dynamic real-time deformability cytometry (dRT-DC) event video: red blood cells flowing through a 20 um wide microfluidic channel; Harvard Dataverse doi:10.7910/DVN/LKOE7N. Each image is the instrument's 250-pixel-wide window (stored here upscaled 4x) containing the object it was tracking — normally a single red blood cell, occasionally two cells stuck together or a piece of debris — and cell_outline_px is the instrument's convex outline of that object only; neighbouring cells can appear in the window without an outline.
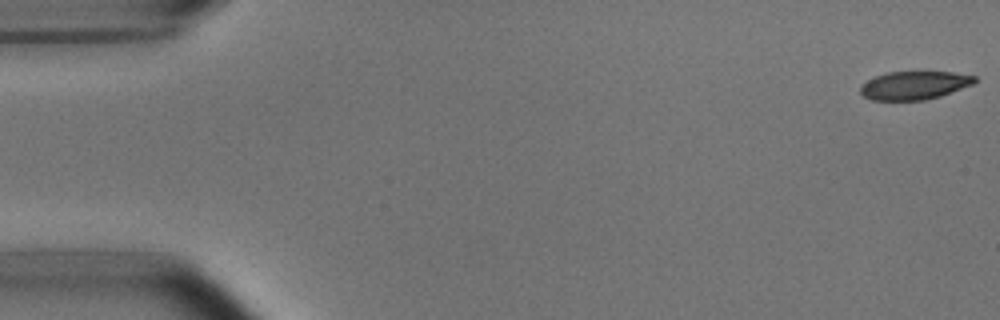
{"species": "common noctule bat (a hibernating species)", "species_latin": "Nyctalus noctula", "temperature_condition": "room temperature", "stored_images_in_passage": 13, "camera_frame_rate_fps": 3000, "um_per_image_px": 0.085, "animal": {"sex": "male", "body_mass_g": 15.6}, "frame": {"image": 1, "passage_image": 1, "time_ms": 0.0, "image_size_px": [1000, 320], "cell_outline_px": [[976, 80], [972, 84], [940, 96], [924, 100], [872, 100], [864, 96], [860, 92], [860, 88], [868, 80], [876, 76], [888, 72], [952, 72], [976, 76]], "centroid_in_image_um": [77.71, 7.25], "position_along_channel_um": 7.3, "area_um2": 18.55}}
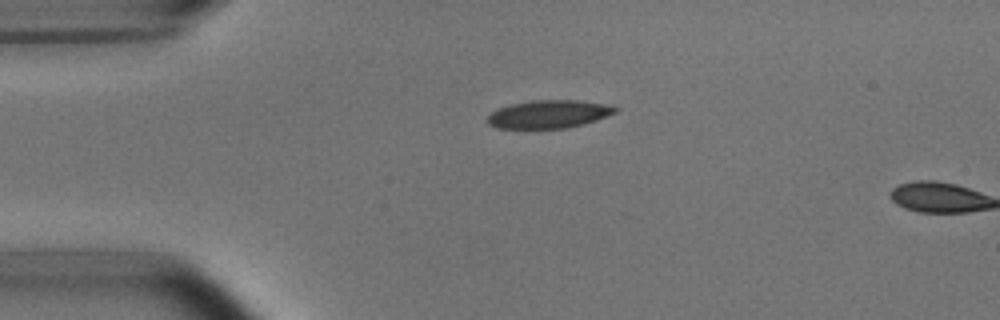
{"frame": {"image": 2, "passage_image": 12, "time_ms": 3.667, "image_size_px": [1000, 320], "cell_outline_px": [[620, 108], [616, 112], [596, 120], [584, 124], [564, 128], [500, 128], [488, 124], [488, 116], [492, 112], [500, 108], [512, 104], [532, 100], [576, 100], [604, 104]], "centroid_in_image_um": [46.67, 9.7], "position_along_channel_um": 38.3, "area_um2": 20.58}}